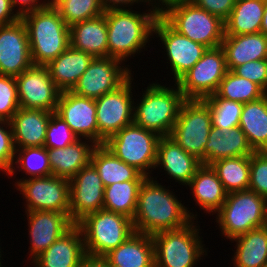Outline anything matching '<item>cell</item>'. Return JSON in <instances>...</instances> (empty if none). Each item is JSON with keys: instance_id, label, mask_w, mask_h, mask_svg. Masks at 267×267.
<instances>
[{"instance_id": "816d5d0a", "label": "cell", "mask_w": 267, "mask_h": 267, "mask_svg": "<svg viewBox=\"0 0 267 267\" xmlns=\"http://www.w3.org/2000/svg\"><path fill=\"white\" fill-rule=\"evenodd\" d=\"M78 267H111L105 257L85 255Z\"/></svg>"}, {"instance_id": "ee69618b", "label": "cell", "mask_w": 267, "mask_h": 267, "mask_svg": "<svg viewBox=\"0 0 267 267\" xmlns=\"http://www.w3.org/2000/svg\"><path fill=\"white\" fill-rule=\"evenodd\" d=\"M16 148L10 121L0 120V172L8 175L14 159Z\"/></svg>"}, {"instance_id": "484cf974", "label": "cell", "mask_w": 267, "mask_h": 267, "mask_svg": "<svg viewBox=\"0 0 267 267\" xmlns=\"http://www.w3.org/2000/svg\"><path fill=\"white\" fill-rule=\"evenodd\" d=\"M104 257L111 267H155L152 236L134 232Z\"/></svg>"}, {"instance_id": "11a10c76", "label": "cell", "mask_w": 267, "mask_h": 267, "mask_svg": "<svg viewBox=\"0 0 267 267\" xmlns=\"http://www.w3.org/2000/svg\"><path fill=\"white\" fill-rule=\"evenodd\" d=\"M0 242H1V239H0ZM0 246H2V245H0ZM2 252H3V251H2V248L0 247V267H3V265H2V262H3V261H1V260H4L3 257H2V255H4V254H2ZM1 258H2V259H1Z\"/></svg>"}, {"instance_id": "3957f363", "label": "cell", "mask_w": 267, "mask_h": 267, "mask_svg": "<svg viewBox=\"0 0 267 267\" xmlns=\"http://www.w3.org/2000/svg\"><path fill=\"white\" fill-rule=\"evenodd\" d=\"M28 35L33 65L46 66L70 46V30L53 5L21 16Z\"/></svg>"}, {"instance_id": "9a60e30c", "label": "cell", "mask_w": 267, "mask_h": 267, "mask_svg": "<svg viewBox=\"0 0 267 267\" xmlns=\"http://www.w3.org/2000/svg\"><path fill=\"white\" fill-rule=\"evenodd\" d=\"M163 48L164 55L171 66L172 83H176L194 64L199 61L208 49L203 44L194 42L174 30L162 17H158L153 31ZM166 52V53H165Z\"/></svg>"}, {"instance_id": "8d00e7d4", "label": "cell", "mask_w": 267, "mask_h": 267, "mask_svg": "<svg viewBox=\"0 0 267 267\" xmlns=\"http://www.w3.org/2000/svg\"><path fill=\"white\" fill-rule=\"evenodd\" d=\"M17 171H22L28 177L18 178V180L16 178L15 182H21L26 178L51 176L47 149L44 146L16 148L15 159L7 176L12 178L13 175H17Z\"/></svg>"}, {"instance_id": "f6af8a7d", "label": "cell", "mask_w": 267, "mask_h": 267, "mask_svg": "<svg viewBox=\"0 0 267 267\" xmlns=\"http://www.w3.org/2000/svg\"><path fill=\"white\" fill-rule=\"evenodd\" d=\"M232 71L259 85L267 93V59L247 62Z\"/></svg>"}, {"instance_id": "7dc6e473", "label": "cell", "mask_w": 267, "mask_h": 267, "mask_svg": "<svg viewBox=\"0 0 267 267\" xmlns=\"http://www.w3.org/2000/svg\"><path fill=\"white\" fill-rule=\"evenodd\" d=\"M10 3L20 17L45 5L44 0H10Z\"/></svg>"}, {"instance_id": "f1b7e54d", "label": "cell", "mask_w": 267, "mask_h": 267, "mask_svg": "<svg viewBox=\"0 0 267 267\" xmlns=\"http://www.w3.org/2000/svg\"><path fill=\"white\" fill-rule=\"evenodd\" d=\"M70 30V46L96 57H108V36L105 12L74 24Z\"/></svg>"}, {"instance_id": "603a6c76", "label": "cell", "mask_w": 267, "mask_h": 267, "mask_svg": "<svg viewBox=\"0 0 267 267\" xmlns=\"http://www.w3.org/2000/svg\"><path fill=\"white\" fill-rule=\"evenodd\" d=\"M52 114L41 109L20 107L10 120L15 148L44 146Z\"/></svg>"}, {"instance_id": "e575fe53", "label": "cell", "mask_w": 267, "mask_h": 267, "mask_svg": "<svg viewBox=\"0 0 267 267\" xmlns=\"http://www.w3.org/2000/svg\"><path fill=\"white\" fill-rule=\"evenodd\" d=\"M144 180L117 182L105 187L103 209L133 219L140 185Z\"/></svg>"}, {"instance_id": "30bf717a", "label": "cell", "mask_w": 267, "mask_h": 267, "mask_svg": "<svg viewBox=\"0 0 267 267\" xmlns=\"http://www.w3.org/2000/svg\"><path fill=\"white\" fill-rule=\"evenodd\" d=\"M211 127L209 105L204 100H186L169 137L204 164V148Z\"/></svg>"}, {"instance_id": "4316f807", "label": "cell", "mask_w": 267, "mask_h": 267, "mask_svg": "<svg viewBox=\"0 0 267 267\" xmlns=\"http://www.w3.org/2000/svg\"><path fill=\"white\" fill-rule=\"evenodd\" d=\"M97 144L88 139H78L64 148L47 149L52 175L71 179L91 163Z\"/></svg>"}, {"instance_id": "4fadbf2b", "label": "cell", "mask_w": 267, "mask_h": 267, "mask_svg": "<svg viewBox=\"0 0 267 267\" xmlns=\"http://www.w3.org/2000/svg\"><path fill=\"white\" fill-rule=\"evenodd\" d=\"M22 200L25 211L48 210L70 214V180L54 175L26 178L14 186Z\"/></svg>"}, {"instance_id": "ab89813d", "label": "cell", "mask_w": 267, "mask_h": 267, "mask_svg": "<svg viewBox=\"0 0 267 267\" xmlns=\"http://www.w3.org/2000/svg\"><path fill=\"white\" fill-rule=\"evenodd\" d=\"M212 116V126L226 131L239 126L243 103L223 98H206Z\"/></svg>"}, {"instance_id": "f907efd6", "label": "cell", "mask_w": 267, "mask_h": 267, "mask_svg": "<svg viewBox=\"0 0 267 267\" xmlns=\"http://www.w3.org/2000/svg\"><path fill=\"white\" fill-rule=\"evenodd\" d=\"M188 1L190 0H154V13L162 17L170 8Z\"/></svg>"}, {"instance_id": "681fc988", "label": "cell", "mask_w": 267, "mask_h": 267, "mask_svg": "<svg viewBox=\"0 0 267 267\" xmlns=\"http://www.w3.org/2000/svg\"><path fill=\"white\" fill-rule=\"evenodd\" d=\"M100 2L105 11L110 9L133 8L134 5L137 6L139 4L138 6H140L142 4L139 0H100Z\"/></svg>"}, {"instance_id": "9c48e42d", "label": "cell", "mask_w": 267, "mask_h": 267, "mask_svg": "<svg viewBox=\"0 0 267 267\" xmlns=\"http://www.w3.org/2000/svg\"><path fill=\"white\" fill-rule=\"evenodd\" d=\"M162 18L178 33L207 48L221 46L224 39V21L191 1L170 8Z\"/></svg>"}, {"instance_id": "7a4b0ae2", "label": "cell", "mask_w": 267, "mask_h": 267, "mask_svg": "<svg viewBox=\"0 0 267 267\" xmlns=\"http://www.w3.org/2000/svg\"><path fill=\"white\" fill-rule=\"evenodd\" d=\"M145 10L142 13L133 8L105 11L108 57L126 63L135 54L141 55L143 49L146 51V44L152 41L151 38H155L153 31L158 16L149 9Z\"/></svg>"}, {"instance_id": "2e32d148", "label": "cell", "mask_w": 267, "mask_h": 267, "mask_svg": "<svg viewBox=\"0 0 267 267\" xmlns=\"http://www.w3.org/2000/svg\"><path fill=\"white\" fill-rule=\"evenodd\" d=\"M19 107L56 112L61 90L46 66L32 65L16 76Z\"/></svg>"}, {"instance_id": "ac0fdd59", "label": "cell", "mask_w": 267, "mask_h": 267, "mask_svg": "<svg viewBox=\"0 0 267 267\" xmlns=\"http://www.w3.org/2000/svg\"><path fill=\"white\" fill-rule=\"evenodd\" d=\"M25 213L30 240L28 258L31 262L75 225L70 219V214L48 210L25 211Z\"/></svg>"}, {"instance_id": "cb8c5ba5", "label": "cell", "mask_w": 267, "mask_h": 267, "mask_svg": "<svg viewBox=\"0 0 267 267\" xmlns=\"http://www.w3.org/2000/svg\"><path fill=\"white\" fill-rule=\"evenodd\" d=\"M254 152L239 126L226 131L212 126L204 148V165L220 159L249 156Z\"/></svg>"}, {"instance_id": "d4e9b609", "label": "cell", "mask_w": 267, "mask_h": 267, "mask_svg": "<svg viewBox=\"0 0 267 267\" xmlns=\"http://www.w3.org/2000/svg\"><path fill=\"white\" fill-rule=\"evenodd\" d=\"M187 186L194 197L195 205L206 215H214L227 197V192L211 165L202 164Z\"/></svg>"}, {"instance_id": "d6986e66", "label": "cell", "mask_w": 267, "mask_h": 267, "mask_svg": "<svg viewBox=\"0 0 267 267\" xmlns=\"http://www.w3.org/2000/svg\"><path fill=\"white\" fill-rule=\"evenodd\" d=\"M79 139H88L98 145V124L95 99L62 91L55 112Z\"/></svg>"}, {"instance_id": "8fae6325", "label": "cell", "mask_w": 267, "mask_h": 267, "mask_svg": "<svg viewBox=\"0 0 267 267\" xmlns=\"http://www.w3.org/2000/svg\"><path fill=\"white\" fill-rule=\"evenodd\" d=\"M134 77L131 75L121 86L112 92L95 99L96 118L98 124V145L125 126L133 123ZM133 82V83H132ZM133 89V90H132Z\"/></svg>"}, {"instance_id": "c3c4849f", "label": "cell", "mask_w": 267, "mask_h": 267, "mask_svg": "<svg viewBox=\"0 0 267 267\" xmlns=\"http://www.w3.org/2000/svg\"><path fill=\"white\" fill-rule=\"evenodd\" d=\"M20 18L12 8L10 0H0V26L14 23Z\"/></svg>"}, {"instance_id": "836d02e7", "label": "cell", "mask_w": 267, "mask_h": 267, "mask_svg": "<svg viewBox=\"0 0 267 267\" xmlns=\"http://www.w3.org/2000/svg\"><path fill=\"white\" fill-rule=\"evenodd\" d=\"M266 0H236L229 17L224 21L225 35L261 32Z\"/></svg>"}, {"instance_id": "b9f144b4", "label": "cell", "mask_w": 267, "mask_h": 267, "mask_svg": "<svg viewBox=\"0 0 267 267\" xmlns=\"http://www.w3.org/2000/svg\"><path fill=\"white\" fill-rule=\"evenodd\" d=\"M19 108L16 78L0 74V120L10 121Z\"/></svg>"}, {"instance_id": "1f68e13d", "label": "cell", "mask_w": 267, "mask_h": 267, "mask_svg": "<svg viewBox=\"0 0 267 267\" xmlns=\"http://www.w3.org/2000/svg\"><path fill=\"white\" fill-rule=\"evenodd\" d=\"M91 164L97 170L105 187L117 182L144 180L146 178L135 167L120 160L103 144L97 145L93 150Z\"/></svg>"}, {"instance_id": "f5cc1de1", "label": "cell", "mask_w": 267, "mask_h": 267, "mask_svg": "<svg viewBox=\"0 0 267 267\" xmlns=\"http://www.w3.org/2000/svg\"><path fill=\"white\" fill-rule=\"evenodd\" d=\"M261 33L267 36V0L264 9V16L262 18Z\"/></svg>"}, {"instance_id": "db71d44e", "label": "cell", "mask_w": 267, "mask_h": 267, "mask_svg": "<svg viewBox=\"0 0 267 267\" xmlns=\"http://www.w3.org/2000/svg\"><path fill=\"white\" fill-rule=\"evenodd\" d=\"M142 4L146 5L147 9L154 12V0H139ZM147 3V4H146ZM150 7V8H149Z\"/></svg>"}, {"instance_id": "5b68a950", "label": "cell", "mask_w": 267, "mask_h": 267, "mask_svg": "<svg viewBox=\"0 0 267 267\" xmlns=\"http://www.w3.org/2000/svg\"><path fill=\"white\" fill-rule=\"evenodd\" d=\"M197 223L198 219H194L183 228L152 235L155 267H196L199 260L208 256L209 248L203 244L202 229Z\"/></svg>"}, {"instance_id": "74e56055", "label": "cell", "mask_w": 267, "mask_h": 267, "mask_svg": "<svg viewBox=\"0 0 267 267\" xmlns=\"http://www.w3.org/2000/svg\"><path fill=\"white\" fill-rule=\"evenodd\" d=\"M266 94L259 85L228 70L215 94L208 98H223L245 104L258 100Z\"/></svg>"}, {"instance_id": "277c9868", "label": "cell", "mask_w": 267, "mask_h": 267, "mask_svg": "<svg viewBox=\"0 0 267 267\" xmlns=\"http://www.w3.org/2000/svg\"><path fill=\"white\" fill-rule=\"evenodd\" d=\"M144 89L141 97L137 95L138 101H134L133 123L161 137L169 136L186 98L177 83L167 87L153 81Z\"/></svg>"}, {"instance_id": "52a82bcc", "label": "cell", "mask_w": 267, "mask_h": 267, "mask_svg": "<svg viewBox=\"0 0 267 267\" xmlns=\"http://www.w3.org/2000/svg\"><path fill=\"white\" fill-rule=\"evenodd\" d=\"M77 225L83 233L85 252L92 256L104 257L134 233L132 219L105 209L87 214Z\"/></svg>"}, {"instance_id": "7bdbcfd3", "label": "cell", "mask_w": 267, "mask_h": 267, "mask_svg": "<svg viewBox=\"0 0 267 267\" xmlns=\"http://www.w3.org/2000/svg\"><path fill=\"white\" fill-rule=\"evenodd\" d=\"M248 190L267 199V151H255L250 155Z\"/></svg>"}, {"instance_id": "6da1fadb", "label": "cell", "mask_w": 267, "mask_h": 267, "mask_svg": "<svg viewBox=\"0 0 267 267\" xmlns=\"http://www.w3.org/2000/svg\"><path fill=\"white\" fill-rule=\"evenodd\" d=\"M156 180H155V179ZM157 180L146 177L139 188L137 207L132 219L134 232L154 235L183 228L197 220L193 209L189 210L178 196ZM195 214V215H194Z\"/></svg>"}, {"instance_id": "4dcf8cb0", "label": "cell", "mask_w": 267, "mask_h": 267, "mask_svg": "<svg viewBox=\"0 0 267 267\" xmlns=\"http://www.w3.org/2000/svg\"><path fill=\"white\" fill-rule=\"evenodd\" d=\"M235 242L233 267H263L267 263V226L248 231L230 240Z\"/></svg>"}, {"instance_id": "e0dca14e", "label": "cell", "mask_w": 267, "mask_h": 267, "mask_svg": "<svg viewBox=\"0 0 267 267\" xmlns=\"http://www.w3.org/2000/svg\"><path fill=\"white\" fill-rule=\"evenodd\" d=\"M105 186L90 163L70 179V219L77 224L87 214L103 209Z\"/></svg>"}, {"instance_id": "7402d4cb", "label": "cell", "mask_w": 267, "mask_h": 267, "mask_svg": "<svg viewBox=\"0 0 267 267\" xmlns=\"http://www.w3.org/2000/svg\"><path fill=\"white\" fill-rule=\"evenodd\" d=\"M86 255L81 228L75 224L32 262V267H78Z\"/></svg>"}, {"instance_id": "d590c367", "label": "cell", "mask_w": 267, "mask_h": 267, "mask_svg": "<svg viewBox=\"0 0 267 267\" xmlns=\"http://www.w3.org/2000/svg\"><path fill=\"white\" fill-rule=\"evenodd\" d=\"M227 193L249 188L250 155L220 159L211 164Z\"/></svg>"}, {"instance_id": "f546056e", "label": "cell", "mask_w": 267, "mask_h": 267, "mask_svg": "<svg viewBox=\"0 0 267 267\" xmlns=\"http://www.w3.org/2000/svg\"><path fill=\"white\" fill-rule=\"evenodd\" d=\"M93 56L69 46L56 59L50 61L46 68L54 84L61 91L72 90L81 75L88 69Z\"/></svg>"}, {"instance_id": "8992f818", "label": "cell", "mask_w": 267, "mask_h": 267, "mask_svg": "<svg viewBox=\"0 0 267 267\" xmlns=\"http://www.w3.org/2000/svg\"><path fill=\"white\" fill-rule=\"evenodd\" d=\"M215 222L224 240H232L267 222V199L251 190L227 193Z\"/></svg>"}, {"instance_id": "ba28073f", "label": "cell", "mask_w": 267, "mask_h": 267, "mask_svg": "<svg viewBox=\"0 0 267 267\" xmlns=\"http://www.w3.org/2000/svg\"><path fill=\"white\" fill-rule=\"evenodd\" d=\"M161 136L134 123L110 136L104 146L120 160L135 167L146 177L154 172Z\"/></svg>"}, {"instance_id": "5bb4252c", "label": "cell", "mask_w": 267, "mask_h": 267, "mask_svg": "<svg viewBox=\"0 0 267 267\" xmlns=\"http://www.w3.org/2000/svg\"><path fill=\"white\" fill-rule=\"evenodd\" d=\"M129 67L131 68L116 58H93L71 91L80 96L97 99L121 86L132 75V68Z\"/></svg>"}, {"instance_id": "bcb514c9", "label": "cell", "mask_w": 267, "mask_h": 267, "mask_svg": "<svg viewBox=\"0 0 267 267\" xmlns=\"http://www.w3.org/2000/svg\"><path fill=\"white\" fill-rule=\"evenodd\" d=\"M195 6L206 10L208 13L220 17L225 21L233 7L236 0H190Z\"/></svg>"}, {"instance_id": "60d3db41", "label": "cell", "mask_w": 267, "mask_h": 267, "mask_svg": "<svg viewBox=\"0 0 267 267\" xmlns=\"http://www.w3.org/2000/svg\"><path fill=\"white\" fill-rule=\"evenodd\" d=\"M78 139L69 125L54 112L48 121L44 147L46 149L64 148Z\"/></svg>"}, {"instance_id": "44dd1931", "label": "cell", "mask_w": 267, "mask_h": 267, "mask_svg": "<svg viewBox=\"0 0 267 267\" xmlns=\"http://www.w3.org/2000/svg\"><path fill=\"white\" fill-rule=\"evenodd\" d=\"M201 165L200 160L187 153L171 137L163 136L159 139L154 170L164 169L161 172L165 171L168 179L188 189L187 185Z\"/></svg>"}, {"instance_id": "9f6ffc18", "label": "cell", "mask_w": 267, "mask_h": 267, "mask_svg": "<svg viewBox=\"0 0 267 267\" xmlns=\"http://www.w3.org/2000/svg\"><path fill=\"white\" fill-rule=\"evenodd\" d=\"M46 5H53L57 0H44Z\"/></svg>"}, {"instance_id": "7c38bea8", "label": "cell", "mask_w": 267, "mask_h": 267, "mask_svg": "<svg viewBox=\"0 0 267 267\" xmlns=\"http://www.w3.org/2000/svg\"><path fill=\"white\" fill-rule=\"evenodd\" d=\"M227 71L222 47L208 48L176 83L186 100H204L215 94Z\"/></svg>"}, {"instance_id": "83f0119b", "label": "cell", "mask_w": 267, "mask_h": 267, "mask_svg": "<svg viewBox=\"0 0 267 267\" xmlns=\"http://www.w3.org/2000/svg\"><path fill=\"white\" fill-rule=\"evenodd\" d=\"M221 47L229 71L250 61L267 59V36L261 32L224 36Z\"/></svg>"}, {"instance_id": "d6a6232c", "label": "cell", "mask_w": 267, "mask_h": 267, "mask_svg": "<svg viewBox=\"0 0 267 267\" xmlns=\"http://www.w3.org/2000/svg\"><path fill=\"white\" fill-rule=\"evenodd\" d=\"M239 127L254 151H267V94L243 104Z\"/></svg>"}, {"instance_id": "f35d334b", "label": "cell", "mask_w": 267, "mask_h": 267, "mask_svg": "<svg viewBox=\"0 0 267 267\" xmlns=\"http://www.w3.org/2000/svg\"><path fill=\"white\" fill-rule=\"evenodd\" d=\"M53 6L69 28L105 12L100 0H57Z\"/></svg>"}, {"instance_id": "ffe728a7", "label": "cell", "mask_w": 267, "mask_h": 267, "mask_svg": "<svg viewBox=\"0 0 267 267\" xmlns=\"http://www.w3.org/2000/svg\"><path fill=\"white\" fill-rule=\"evenodd\" d=\"M33 65L26 27L21 18L0 26V74L18 76Z\"/></svg>"}]
</instances>
